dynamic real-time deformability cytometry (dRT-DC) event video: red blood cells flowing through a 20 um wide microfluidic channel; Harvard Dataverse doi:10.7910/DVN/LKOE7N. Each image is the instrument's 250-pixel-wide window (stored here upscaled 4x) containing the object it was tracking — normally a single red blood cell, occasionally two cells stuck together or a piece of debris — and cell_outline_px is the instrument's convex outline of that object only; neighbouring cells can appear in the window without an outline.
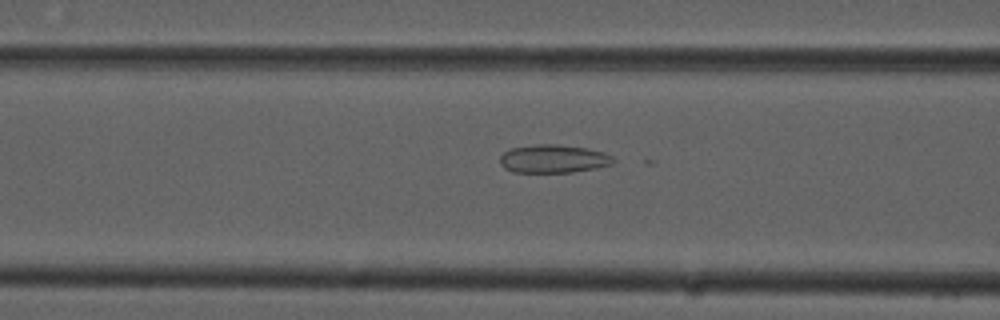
{"species": "common noctule bat (a hibernating species)", "species_latin": "Nyctalus noctula", "temperature_condition": "cold", "stored_images_in_passage": 40, "camera_frame_rate_fps": 3000, "um_per_image_px": 0.085, "animal": {"sex": "male", "forearm_length_mm": 52.5}, "frame": {"image": 1, "passage_image": 21, "time_ms": 6.667, "image_size_px": [1000, 320], "cell_outline_px": [[616, 160], [612, 164], [596, 168], [572, 172], [512, 172], [504, 168], [500, 164], [500, 156], [504, 152], [512, 148], [536, 144], [560, 144], [588, 148], [604, 152], [612, 156]], "centroid_in_image_um": [47.05, 13.49], "position_along_channel_um": 119.5, "area_um2": 18.79}}
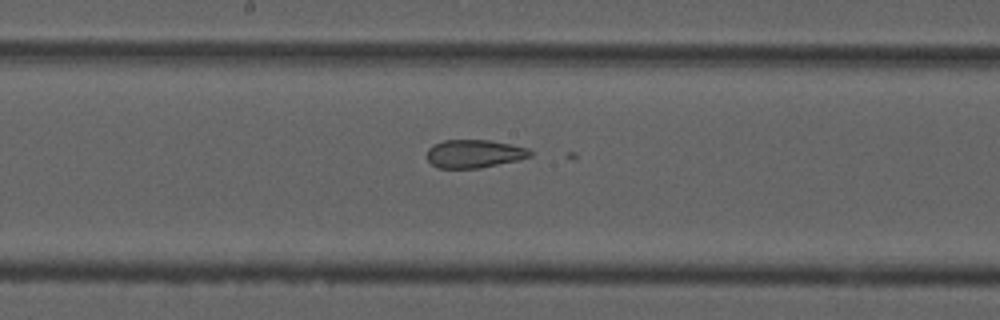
{"frame": {"image": 2, "passage_image": 28, "time_ms": 9.0, "image_size_px": [1000, 320], "cell_outline_px": [[532, 156], [520, 160], [480, 168], [436, 168], [428, 160], [428, 148], [432, 144], [444, 140], [492, 140], [512, 144], [528, 148], [532, 152]], "centroid_in_image_um": [40.34, 13.06], "position_along_channel_um": 207.9, "area_um2": 17.17}}
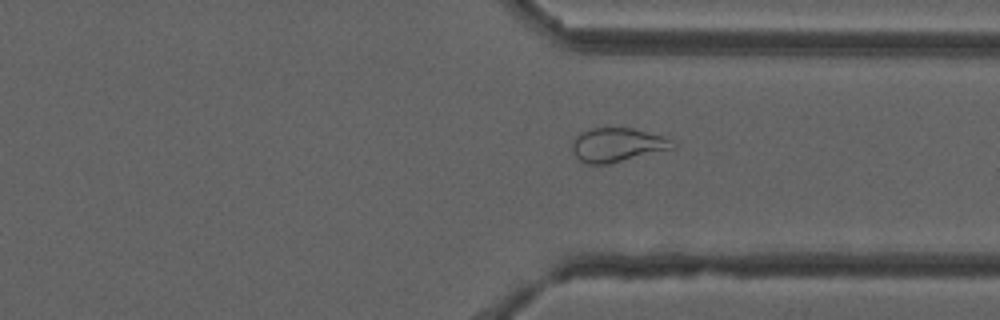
{"frame": {"image": 3, "passage_image": 40, "time_ms": 13.0, "image_size_px": [1000, 320], "cell_outline_px": [[676, 148], [608, 164], [588, 164], [580, 160], [572, 152], [572, 140], [580, 132], [592, 128], [632, 128], [664, 136], [672, 140], [676, 144]], "centroid_in_image_um": [52.48, 12.31], "position_along_channel_um": 358.9, "area_um2": 20.0}}